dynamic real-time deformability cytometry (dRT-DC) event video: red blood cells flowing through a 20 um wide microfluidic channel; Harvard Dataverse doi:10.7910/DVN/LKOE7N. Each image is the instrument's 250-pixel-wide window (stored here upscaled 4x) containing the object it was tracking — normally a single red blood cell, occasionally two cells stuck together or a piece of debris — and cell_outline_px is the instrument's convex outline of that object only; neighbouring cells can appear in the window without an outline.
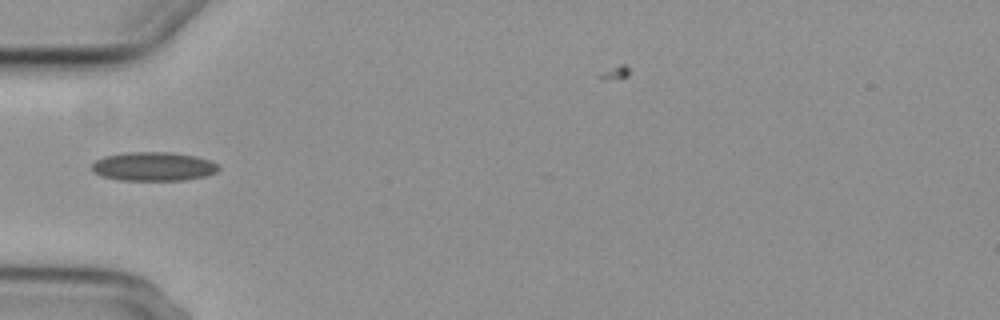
{"species": "common noctule bat (a hibernating species)", "species_latin": "Nyctalus noctula", "temperature_condition": "cold", "stored_images_in_passage": 1, "camera_frame_rate_fps": 3000, "um_per_image_px": 0.085, "animal": {"sex": "female", "body_mass_g": 29.2, "forearm_length_mm": 56.3}, "frame": {"image": 1, "passage_image": 1, "time_ms": 0.0, "image_size_px": [1000, 320], "cell_outline_px": [[220, 168], [216, 172], [208, 176], [184, 180], [120, 180], [100, 176], [92, 172], [92, 164], [96, 160], [104, 156], [128, 152], [172, 152], [196, 156], [220, 164]], "centroid_in_image_um": [13.06, 14.15], "position_along_channel_um": 71.9, "area_um2": 21.56}}